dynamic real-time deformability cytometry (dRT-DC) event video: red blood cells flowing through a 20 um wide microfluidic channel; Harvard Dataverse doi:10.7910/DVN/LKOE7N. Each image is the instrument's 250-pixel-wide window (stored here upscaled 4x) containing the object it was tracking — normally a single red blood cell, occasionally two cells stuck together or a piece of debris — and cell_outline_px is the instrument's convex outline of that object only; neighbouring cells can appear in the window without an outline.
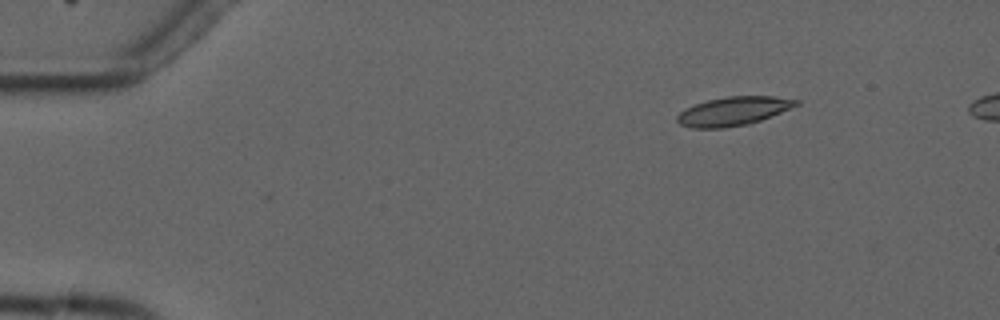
{"species": "common noctule bat (a hibernating species)", "species_latin": "Nyctalus noctula", "temperature_condition": "cold", "stored_images_in_passage": 5, "camera_frame_rate_fps": 3000, "um_per_image_px": 0.085, "animal": {"sex": "male", "forearm_length_mm": 52.5}, "frame": {"image": 1, "passage_image": 2, "time_ms": 1.0, "image_size_px": [1000, 320], "cell_outline_px": [[800, 104], [760, 120], [748, 124], [724, 128], [692, 128], [680, 124], [676, 120], [676, 116], [684, 108], [708, 100], [728, 96], [772, 96], [800, 100]], "centroid_in_image_um": [62.31, 9.45], "position_along_channel_um": 22.7, "area_um2": 19.83}}